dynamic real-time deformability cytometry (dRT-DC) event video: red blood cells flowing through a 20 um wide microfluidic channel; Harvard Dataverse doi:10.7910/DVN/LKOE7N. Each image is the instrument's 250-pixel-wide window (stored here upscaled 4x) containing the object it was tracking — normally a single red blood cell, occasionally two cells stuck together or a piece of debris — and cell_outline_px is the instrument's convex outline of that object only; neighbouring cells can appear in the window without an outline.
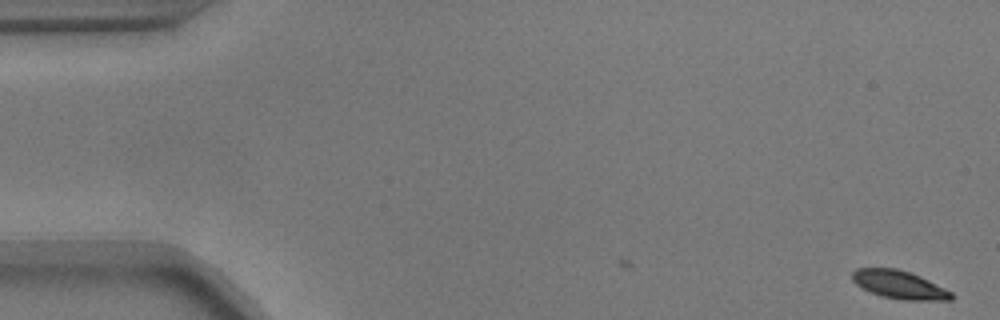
{"species": "common noctule bat (a hibernating species)", "species_latin": "Nyctalus noctula", "temperature_condition": "warm", "stored_images_in_passage": 11, "camera_frame_rate_fps": 3000, "um_per_image_px": 0.085, "animal": {"sex": "male", "body_mass_g": 17.9}, "frame": {"image": 1, "passage_image": 1, "time_ms": 0.0, "image_size_px": [1000, 320], "cell_outline_px": [[956, 296], [952, 300], [904, 300], [880, 296], [860, 288], [852, 280], [852, 272], [856, 268], [896, 268], [920, 276], [952, 292]], "centroid_in_image_um": [76.42, 24.21], "position_along_channel_um": 8.6, "area_um2": 16.36}}